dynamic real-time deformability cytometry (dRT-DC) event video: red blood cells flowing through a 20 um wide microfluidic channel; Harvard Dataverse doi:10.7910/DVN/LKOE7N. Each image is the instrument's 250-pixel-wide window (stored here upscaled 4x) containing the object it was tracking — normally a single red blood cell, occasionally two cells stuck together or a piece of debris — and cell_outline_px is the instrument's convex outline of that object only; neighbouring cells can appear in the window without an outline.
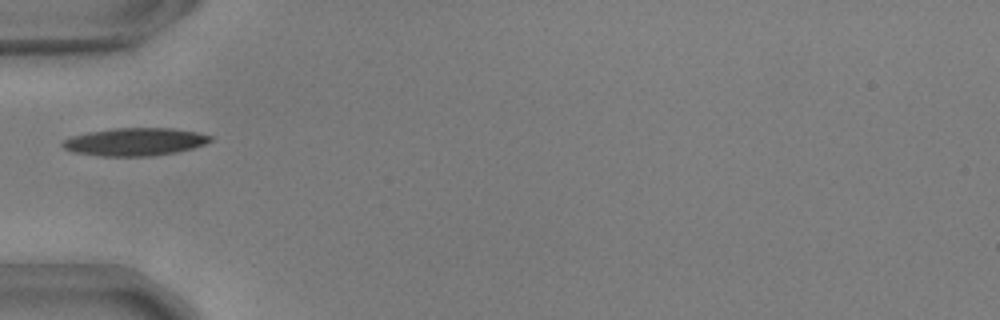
{"species": "common noctule bat (a hibernating species)", "species_latin": "Nyctalus noctula", "temperature_condition": "warm", "stored_images_in_passage": 37, "camera_frame_rate_fps": 3000, "um_per_image_px": 0.085, "animal": {"sex": "male", "body_mass_g": 17.9, "forearm_length_mm": 54.2}, "frame": {"image": 1, "passage_image": 1, "time_ms": 0.0, "image_size_px": [1000, 320], "cell_outline_px": [[212, 140], [204, 144], [192, 148], [176, 152], [152, 156], [100, 156], [72, 152], [64, 148], [60, 144], [60, 140], [72, 136], [88, 132], [112, 128], [172, 128], [196, 132], [212, 136]], "centroid_in_image_um": [11.41, 12.05], "position_along_channel_um": 73.6, "area_um2": 24.04}}
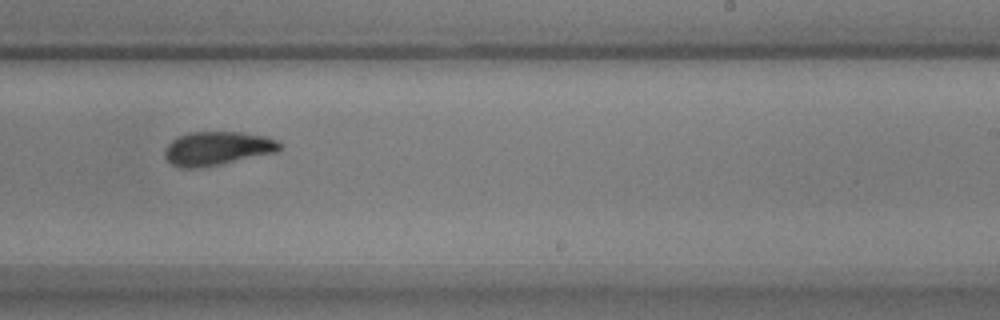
{"frame": {"image": 2, "passage_image": 17, "time_ms": 5.333, "image_size_px": [1000, 320], "cell_outline_px": [[280, 152], [200, 168], [180, 168], [172, 164], [164, 156], [164, 152], [168, 144], [172, 140], [188, 132], [240, 132], [264, 136], [276, 140], [280, 144]], "centroid_in_image_um": [18.47, 12.62], "position_along_channel_um": 270.5, "area_um2": 22.6}}
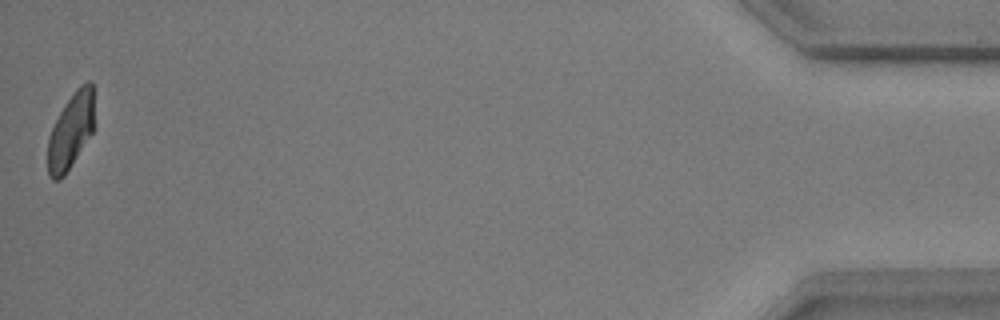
{"frame": {"image": 3, "passage_image": 37, "time_ms": 12.0, "image_size_px": [1000, 320], "cell_outline_px": [[96, 128], [64, 176], [60, 180], [52, 180], [48, 176], [48, 136], [60, 112], [76, 88], [80, 84], [88, 80], [92, 80], [96, 124]], "centroid_in_image_um": [6.07, 11.11], "position_along_channel_um": 429.1, "area_um2": 21.04}, "authors_computed_cell_mechanics": {"area_um2": 22.542, "velocity_mm_per_s": 3.6808, "shape_relaxation_time_tau1_ms": 3.9165, "shape_relaxation_time_tau2_ms": 2.2901, "deformation_change_tau1": 0.1848, "deformation_change_tau2": 0.0841}}